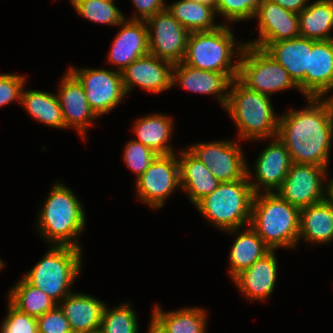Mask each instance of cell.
I'll use <instances>...</instances> for the list:
<instances>
[{"mask_svg":"<svg viewBox=\"0 0 333 333\" xmlns=\"http://www.w3.org/2000/svg\"><path fill=\"white\" fill-rule=\"evenodd\" d=\"M301 110L289 109L279 118L277 138L286 146L292 163L329 169L333 143V98L307 97Z\"/></svg>","mask_w":333,"mask_h":333,"instance_id":"obj_1","label":"cell"},{"mask_svg":"<svg viewBox=\"0 0 333 333\" xmlns=\"http://www.w3.org/2000/svg\"><path fill=\"white\" fill-rule=\"evenodd\" d=\"M84 208L72 188L57 180L39 209L35 226L37 234L48 245L83 249L79 237L86 228Z\"/></svg>","mask_w":333,"mask_h":333,"instance_id":"obj_2","label":"cell"},{"mask_svg":"<svg viewBox=\"0 0 333 333\" xmlns=\"http://www.w3.org/2000/svg\"><path fill=\"white\" fill-rule=\"evenodd\" d=\"M224 109L233 120L240 141H267L277 137L280 116L273 108L271 97L247 88L237 78L230 83Z\"/></svg>","mask_w":333,"mask_h":333,"instance_id":"obj_3","label":"cell"},{"mask_svg":"<svg viewBox=\"0 0 333 333\" xmlns=\"http://www.w3.org/2000/svg\"><path fill=\"white\" fill-rule=\"evenodd\" d=\"M299 220L300 209L276 192L254 195L250 226L271 250L298 247Z\"/></svg>","mask_w":333,"mask_h":333,"instance_id":"obj_4","label":"cell"},{"mask_svg":"<svg viewBox=\"0 0 333 333\" xmlns=\"http://www.w3.org/2000/svg\"><path fill=\"white\" fill-rule=\"evenodd\" d=\"M254 195L246 175L240 180L220 182L194 207L211 226L225 232L250 225Z\"/></svg>","mask_w":333,"mask_h":333,"instance_id":"obj_5","label":"cell"},{"mask_svg":"<svg viewBox=\"0 0 333 333\" xmlns=\"http://www.w3.org/2000/svg\"><path fill=\"white\" fill-rule=\"evenodd\" d=\"M231 29V25L222 24L215 30L191 32L182 62L205 71L238 73L239 59L246 43L235 39Z\"/></svg>","mask_w":333,"mask_h":333,"instance_id":"obj_6","label":"cell"},{"mask_svg":"<svg viewBox=\"0 0 333 333\" xmlns=\"http://www.w3.org/2000/svg\"><path fill=\"white\" fill-rule=\"evenodd\" d=\"M83 253V249L71 246L50 245L44 256L22 277L59 304L73 292V284L83 268Z\"/></svg>","mask_w":333,"mask_h":333,"instance_id":"obj_7","label":"cell"},{"mask_svg":"<svg viewBox=\"0 0 333 333\" xmlns=\"http://www.w3.org/2000/svg\"><path fill=\"white\" fill-rule=\"evenodd\" d=\"M237 79L247 88L272 97L298 86L288 72L264 49L245 44L239 59Z\"/></svg>","mask_w":333,"mask_h":333,"instance_id":"obj_8","label":"cell"},{"mask_svg":"<svg viewBox=\"0 0 333 333\" xmlns=\"http://www.w3.org/2000/svg\"><path fill=\"white\" fill-rule=\"evenodd\" d=\"M134 184L141 203L152 210L164 208L165 201L181 189L178 153L157 155Z\"/></svg>","mask_w":333,"mask_h":333,"instance_id":"obj_9","label":"cell"},{"mask_svg":"<svg viewBox=\"0 0 333 333\" xmlns=\"http://www.w3.org/2000/svg\"><path fill=\"white\" fill-rule=\"evenodd\" d=\"M68 70L82 84L91 110L99 118L114 110L127 96L122 72L105 68H77Z\"/></svg>","mask_w":333,"mask_h":333,"instance_id":"obj_10","label":"cell"},{"mask_svg":"<svg viewBox=\"0 0 333 333\" xmlns=\"http://www.w3.org/2000/svg\"><path fill=\"white\" fill-rule=\"evenodd\" d=\"M237 141L238 139H224L193 143L186 146V149L201 160L220 182H232L247 175L248 161L244 156L241 141Z\"/></svg>","mask_w":333,"mask_h":333,"instance_id":"obj_11","label":"cell"},{"mask_svg":"<svg viewBox=\"0 0 333 333\" xmlns=\"http://www.w3.org/2000/svg\"><path fill=\"white\" fill-rule=\"evenodd\" d=\"M149 53L172 63L182 62L190 32L164 9L145 20Z\"/></svg>","mask_w":333,"mask_h":333,"instance_id":"obj_12","label":"cell"},{"mask_svg":"<svg viewBox=\"0 0 333 333\" xmlns=\"http://www.w3.org/2000/svg\"><path fill=\"white\" fill-rule=\"evenodd\" d=\"M326 167L292 163L276 193L299 209L324 200Z\"/></svg>","mask_w":333,"mask_h":333,"instance_id":"obj_13","label":"cell"},{"mask_svg":"<svg viewBox=\"0 0 333 333\" xmlns=\"http://www.w3.org/2000/svg\"><path fill=\"white\" fill-rule=\"evenodd\" d=\"M268 141L254 161V170L247 165V176L255 194L276 192L292 165L286 146L277 137Z\"/></svg>","mask_w":333,"mask_h":333,"instance_id":"obj_14","label":"cell"},{"mask_svg":"<svg viewBox=\"0 0 333 333\" xmlns=\"http://www.w3.org/2000/svg\"><path fill=\"white\" fill-rule=\"evenodd\" d=\"M257 20L258 38L245 41L251 46L265 49L270 43L300 36L299 16L270 1L262 0L253 20Z\"/></svg>","mask_w":333,"mask_h":333,"instance_id":"obj_15","label":"cell"},{"mask_svg":"<svg viewBox=\"0 0 333 333\" xmlns=\"http://www.w3.org/2000/svg\"><path fill=\"white\" fill-rule=\"evenodd\" d=\"M57 97L60 102L66 129H74L83 141L87 140V131L95 126L98 117L91 110L86 92L78 79L67 69L57 86ZM95 120V121H94ZM88 128V129H87Z\"/></svg>","mask_w":333,"mask_h":333,"instance_id":"obj_16","label":"cell"},{"mask_svg":"<svg viewBox=\"0 0 333 333\" xmlns=\"http://www.w3.org/2000/svg\"><path fill=\"white\" fill-rule=\"evenodd\" d=\"M174 63L148 53L133 61L123 72V86L127 96L133 88L159 94L172 89Z\"/></svg>","mask_w":333,"mask_h":333,"instance_id":"obj_17","label":"cell"},{"mask_svg":"<svg viewBox=\"0 0 333 333\" xmlns=\"http://www.w3.org/2000/svg\"><path fill=\"white\" fill-rule=\"evenodd\" d=\"M108 52L107 63L123 72L133 61L149 53L148 28L145 20H129L127 17L117 26Z\"/></svg>","mask_w":333,"mask_h":333,"instance_id":"obj_18","label":"cell"},{"mask_svg":"<svg viewBox=\"0 0 333 333\" xmlns=\"http://www.w3.org/2000/svg\"><path fill=\"white\" fill-rule=\"evenodd\" d=\"M238 73H218L193 68L183 62L175 63L172 73V89L175 85L187 91L214 96L224 108L228 100L229 86Z\"/></svg>","mask_w":333,"mask_h":333,"instance_id":"obj_19","label":"cell"},{"mask_svg":"<svg viewBox=\"0 0 333 333\" xmlns=\"http://www.w3.org/2000/svg\"><path fill=\"white\" fill-rule=\"evenodd\" d=\"M304 98H333V39L312 40L308 69L304 80L298 85Z\"/></svg>","mask_w":333,"mask_h":333,"instance_id":"obj_20","label":"cell"},{"mask_svg":"<svg viewBox=\"0 0 333 333\" xmlns=\"http://www.w3.org/2000/svg\"><path fill=\"white\" fill-rule=\"evenodd\" d=\"M275 250L255 261L249 268L240 271L232 279L238 291L248 300L265 301L274 292L278 278V264Z\"/></svg>","mask_w":333,"mask_h":333,"instance_id":"obj_21","label":"cell"},{"mask_svg":"<svg viewBox=\"0 0 333 333\" xmlns=\"http://www.w3.org/2000/svg\"><path fill=\"white\" fill-rule=\"evenodd\" d=\"M73 333H98L105 303L84 292H72L59 304Z\"/></svg>","mask_w":333,"mask_h":333,"instance_id":"obj_22","label":"cell"},{"mask_svg":"<svg viewBox=\"0 0 333 333\" xmlns=\"http://www.w3.org/2000/svg\"><path fill=\"white\" fill-rule=\"evenodd\" d=\"M178 152L180 187L193 204L211 194L220 181L208 170L201 160L194 157L185 147Z\"/></svg>","mask_w":333,"mask_h":333,"instance_id":"obj_23","label":"cell"},{"mask_svg":"<svg viewBox=\"0 0 333 333\" xmlns=\"http://www.w3.org/2000/svg\"><path fill=\"white\" fill-rule=\"evenodd\" d=\"M174 119L171 115L162 113H151L138 118L132 127L135 134L134 140L152 149L158 155L175 153L174 146L171 145Z\"/></svg>","mask_w":333,"mask_h":333,"instance_id":"obj_24","label":"cell"},{"mask_svg":"<svg viewBox=\"0 0 333 333\" xmlns=\"http://www.w3.org/2000/svg\"><path fill=\"white\" fill-rule=\"evenodd\" d=\"M242 228L243 227L225 231V233H230L232 236L236 237L232 242L228 255V274L231 279L240 271L249 268L255 261L263 258L271 251L250 225L245 226L246 229Z\"/></svg>","mask_w":333,"mask_h":333,"instance_id":"obj_25","label":"cell"},{"mask_svg":"<svg viewBox=\"0 0 333 333\" xmlns=\"http://www.w3.org/2000/svg\"><path fill=\"white\" fill-rule=\"evenodd\" d=\"M264 50L288 72L297 86L304 80L312 40L299 36L270 43Z\"/></svg>","mask_w":333,"mask_h":333,"instance_id":"obj_26","label":"cell"},{"mask_svg":"<svg viewBox=\"0 0 333 333\" xmlns=\"http://www.w3.org/2000/svg\"><path fill=\"white\" fill-rule=\"evenodd\" d=\"M300 240L310 245L333 241V206L325 200L300 209Z\"/></svg>","mask_w":333,"mask_h":333,"instance_id":"obj_27","label":"cell"},{"mask_svg":"<svg viewBox=\"0 0 333 333\" xmlns=\"http://www.w3.org/2000/svg\"><path fill=\"white\" fill-rule=\"evenodd\" d=\"M300 36L314 41L333 39V0H313L299 14Z\"/></svg>","mask_w":333,"mask_h":333,"instance_id":"obj_28","label":"cell"},{"mask_svg":"<svg viewBox=\"0 0 333 333\" xmlns=\"http://www.w3.org/2000/svg\"><path fill=\"white\" fill-rule=\"evenodd\" d=\"M20 105H22L30 117L39 123L51 128L65 130V123L57 94L49 91L45 92L24 88Z\"/></svg>","mask_w":333,"mask_h":333,"instance_id":"obj_29","label":"cell"},{"mask_svg":"<svg viewBox=\"0 0 333 333\" xmlns=\"http://www.w3.org/2000/svg\"><path fill=\"white\" fill-rule=\"evenodd\" d=\"M151 314L165 327L168 333H207L208 311L198 306L164 311L156 303Z\"/></svg>","mask_w":333,"mask_h":333,"instance_id":"obj_30","label":"cell"},{"mask_svg":"<svg viewBox=\"0 0 333 333\" xmlns=\"http://www.w3.org/2000/svg\"><path fill=\"white\" fill-rule=\"evenodd\" d=\"M167 5L168 11L190 33L211 31L222 23H216L215 7L197 0H176Z\"/></svg>","mask_w":333,"mask_h":333,"instance_id":"obj_31","label":"cell"},{"mask_svg":"<svg viewBox=\"0 0 333 333\" xmlns=\"http://www.w3.org/2000/svg\"><path fill=\"white\" fill-rule=\"evenodd\" d=\"M20 312L40 317L58 305L39 288L29 284L23 277L7 292V299Z\"/></svg>","mask_w":333,"mask_h":333,"instance_id":"obj_32","label":"cell"},{"mask_svg":"<svg viewBox=\"0 0 333 333\" xmlns=\"http://www.w3.org/2000/svg\"><path fill=\"white\" fill-rule=\"evenodd\" d=\"M129 301L115 307L105 305L98 333H139L136 310Z\"/></svg>","mask_w":333,"mask_h":333,"instance_id":"obj_33","label":"cell"},{"mask_svg":"<svg viewBox=\"0 0 333 333\" xmlns=\"http://www.w3.org/2000/svg\"><path fill=\"white\" fill-rule=\"evenodd\" d=\"M115 0H75V12L92 23L118 26L126 16L114 4Z\"/></svg>","mask_w":333,"mask_h":333,"instance_id":"obj_34","label":"cell"},{"mask_svg":"<svg viewBox=\"0 0 333 333\" xmlns=\"http://www.w3.org/2000/svg\"><path fill=\"white\" fill-rule=\"evenodd\" d=\"M262 0H217L216 15L222 18V24L253 20Z\"/></svg>","mask_w":333,"mask_h":333,"instance_id":"obj_35","label":"cell"},{"mask_svg":"<svg viewBox=\"0 0 333 333\" xmlns=\"http://www.w3.org/2000/svg\"><path fill=\"white\" fill-rule=\"evenodd\" d=\"M123 148L122 160L125 163L124 165L134 173L136 177L134 180H137L145 172L158 155L152 149L133 138L127 141Z\"/></svg>","mask_w":333,"mask_h":333,"instance_id":"obj_36","label":"cell"},{"mask_svg":"<svg viewBox=\"0 0 333 333\" xmlns=\"http://www.w3.org/2000/svg\"><path fill=\"white\" fill-rule=\"evenodd\" d=\"M7 315L0 325V333H38L37 318L20 312L7 300Z\"/></svg>","mask_w":333,"mask_h":333,"instance_id":"obj_37","label":"cell"},{"mask_svg":"<svg viewBox=\"0 0 333 333\" xmlns=\"http://www.w3.org/2000/svg\"><path fill=\"white\" fill-rule=\"evenodd\" d=\"M27 78L21 74L0 73V108L12 102L20 104Z\"/></svg>","mask_w":333,"mask_h":333,"instance_id":"obj_38","label":"cell"},{"mask_svg":"<svg viewBox=\"0 0 333 333\" xmlns=\"http://www.w3.org/2000/svg\"><path fill=\"white\" fill-rule=\"evenodd\" d=\"M38 333H73L59 305L37 318Z\"/></svg>","mask_w":333,"mask_h":333,"instance_id":"obj_39","label":"cell"},{"mask_svg":"<svg viewBox=\"0 0 333 333\" xmlns=\"http://www.w3.org/2000/svg\"><path fill=\"white\" fill-rule=\"evenodd\" d=\"M166 0H130L135 13L129 20H146L157 12L167 9Z\"/></svg>","mask_w":333,"mask_h":333,"instance_id":"obj_40","label":"cell"},{"mask_svg":"<svg viewBox=\"0 0 333 333\" xmlns=\"http://www.w3.org/2000/svg\"><path fill=\"white\" fill-rule=\"evenodd\" d=\"M284 9L291 11L293 13H300L303 9H305L310 0H270Z\"/></svg>","mask_w":333,"mask_h":333,"instance_id":"obj_41","label":"cell"},{"mask_svg":"<svg viewBox=\"0 0 333 333\" xmlns=\"http://www.w3.org/2000/svg\"><path fill=\"white\" fill-rule=\"evenodd\" d=\"M328 170L325 176L324 200L333 206V177H328ZM329 179V181H328ZM328 182H327V181Z\"/></svg>","mask_w":333,"mask_h":333,"instance_id":"obj_42","label":"cell"},{"mask_svg":"<svg viewBox=\"0 0 333 333\" xmlns=\"http://www.w3.org/2000/svg\"><path fill=\"white\" fill-rule=\"evenodd\" d=\"M148 333H168L165 327L151 314Z\"/></svg>","mask_w":333,"mask_h":333,"instance_id":"obj_43","label":"cell"},{"mask_svg":"<svg viewBox=\"0 0 333 333\" xmlns=\"http://www.w3.org/2000/svg\"><path fill=\"white\" fill-rule=\"evenodd\" d=\"M197 1H201V2L207 3V4L212 5L214 7H215L216 2H217V0H197Z\"/></svg>","mask_w":333,"mask_h":333,"instance_id":"obj_44","label":"cell"},{"mask_svg":"<svg viewBox=\"0 0 333 333\" xmlns=\"http://www.w3.org/2000/svg\"><path fill=\"white\" fill-rule=\"evenodd\" d=\"M5 261H2V259L0 258V272L1 270H3V268L5 267Z\"/></svg>","mask_w":333,"mask_h":333,"instance_id":"obj_45","label":"cell"},{"mask_svg":"<svg viewBox=\"0 0 333 333\" xmlns=\"http://www.w3.org/2000/svg\"><path fill=\"white\" fill-rule=\"evenodd\" d=\"M69 1H70L69 3H71V5H72V4L74 3L75 0H69Z\"/></svg>","mask_w":333,"mask_h":333,"instance_id":"obj_46","label":"cell"}]
</instances>
